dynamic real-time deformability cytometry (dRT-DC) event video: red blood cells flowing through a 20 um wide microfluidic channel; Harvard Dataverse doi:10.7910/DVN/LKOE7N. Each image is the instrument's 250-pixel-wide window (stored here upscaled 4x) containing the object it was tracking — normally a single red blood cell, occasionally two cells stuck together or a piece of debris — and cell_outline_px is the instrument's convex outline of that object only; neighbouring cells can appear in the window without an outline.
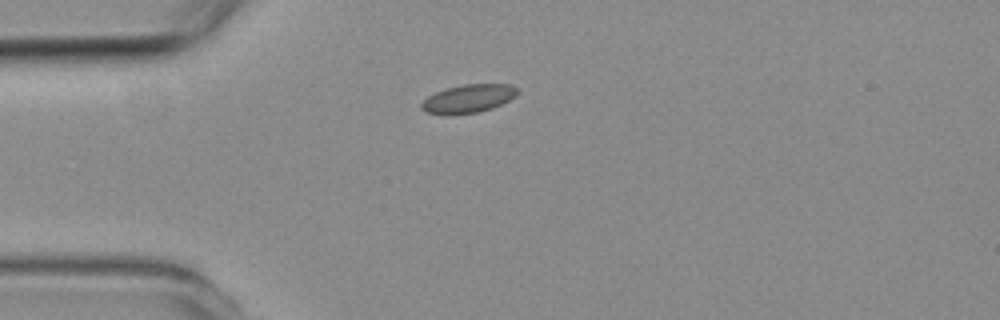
{"species": "common noctule bat (a hibernating species)", "species_latin": "Nyctalus noctula", "temperature_condition": "room temperature", "stored_images_in_passage": 1, "camera_frame_rate_fps": 3000, "um_per_image_px": 0.085, "animal": {"sex": "female", "body_mass_g": 19.3, "forearm_length_mm": 54.1}, "frame": {"image": 1, "passage_image": 1, "time_ms": 0.0, "image_size_px": [1000, 320], "cell_outline_px": [[516, 92], [508, 100], [492, 108], [476, 112], [428, 112], [420, 108], [420, 104], [428, 96], [436, 92], [448, 88], [464, 84], [512, 84], [516, 88]], "centroid_in_image_um": [39.81, 8.34], "position_along_channel_um": 45.2, "area_um2": 14.91}}